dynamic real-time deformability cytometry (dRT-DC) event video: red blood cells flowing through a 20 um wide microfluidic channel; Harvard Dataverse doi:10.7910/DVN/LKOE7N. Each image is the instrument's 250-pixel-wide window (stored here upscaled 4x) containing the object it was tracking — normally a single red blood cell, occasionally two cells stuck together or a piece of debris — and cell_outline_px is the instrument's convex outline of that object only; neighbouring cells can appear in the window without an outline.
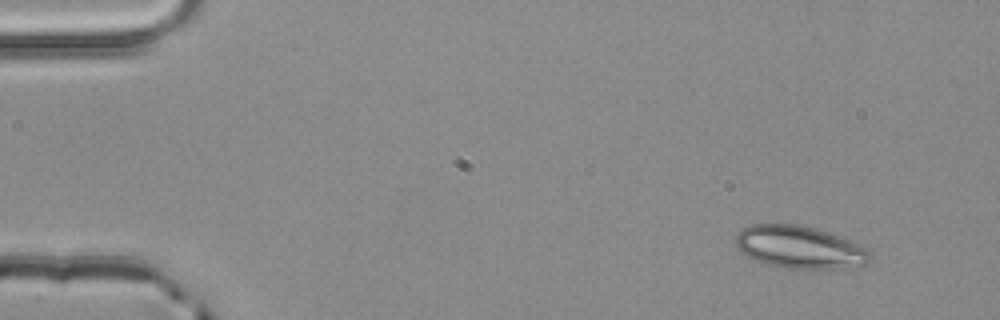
{"species": "common noctule bat (a hibernating species)", "species_latin": "Nyctalus noctula", "temperature_condition": "room temperature", "stored_images_in_passage": 4, "camera_frame_rate_fps": 3000, "um_per_image_px": 0.085, "animal": {"sex": "male", "body_mass_g": 20.4}, "frame": {"image": 1, "passage_image": 1, "time_ms": 0.0, "image_size_px": [1000, 320], "cell_outline_px": [[872, 256], [864, 264], [836, 268], [788, 268], [768, 264], [756, 260], [740, 252], [736, 248], [736, 232], [740, 228], [752, 224], [796, 224], [828, 232], [848, 240], [872, 252]], "centroid_in_image_um": [67.89, 20.99], "position_along_channel_um": 17.1, "area_um2": 32.83}}